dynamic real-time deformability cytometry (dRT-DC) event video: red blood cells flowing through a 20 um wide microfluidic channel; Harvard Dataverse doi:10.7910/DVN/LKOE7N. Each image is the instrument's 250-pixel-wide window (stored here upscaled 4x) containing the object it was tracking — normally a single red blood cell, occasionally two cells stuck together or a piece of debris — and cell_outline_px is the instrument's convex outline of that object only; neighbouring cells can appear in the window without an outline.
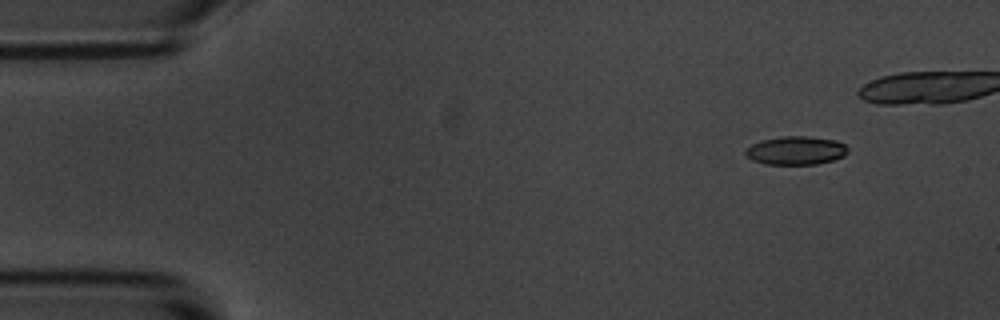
{"species": "common noctule bat (a hibernating species)", "species_latin": "Nyctalus noctula", "temperature_condition": "room temperature", "stored_images_in_passage": 6, "camera_frame_rate_fps": 3000, "um_per_image_px": 0.085, "animal": {"sex": "male", "body_mass_g": 20.1, "forearm_length_mm": 53.5}, "frame": {"image": 1, "passage_image": 1, "time_ms": 0.0, "image_size_px": [1000, 320], "cell_outline_px": [[848, 152], [844, 156], [832, 160], [816, 164], [764, 164], [752, 160], [744, 152], [752, 144], [764, 140], [784, 136], [808, 136], [836, 140], [844, 144], [848, 148]], "centroid_in_image_um": [67.68, 12.79], "position_along_channel_um": 17.3, "area_um2": 16.82}}